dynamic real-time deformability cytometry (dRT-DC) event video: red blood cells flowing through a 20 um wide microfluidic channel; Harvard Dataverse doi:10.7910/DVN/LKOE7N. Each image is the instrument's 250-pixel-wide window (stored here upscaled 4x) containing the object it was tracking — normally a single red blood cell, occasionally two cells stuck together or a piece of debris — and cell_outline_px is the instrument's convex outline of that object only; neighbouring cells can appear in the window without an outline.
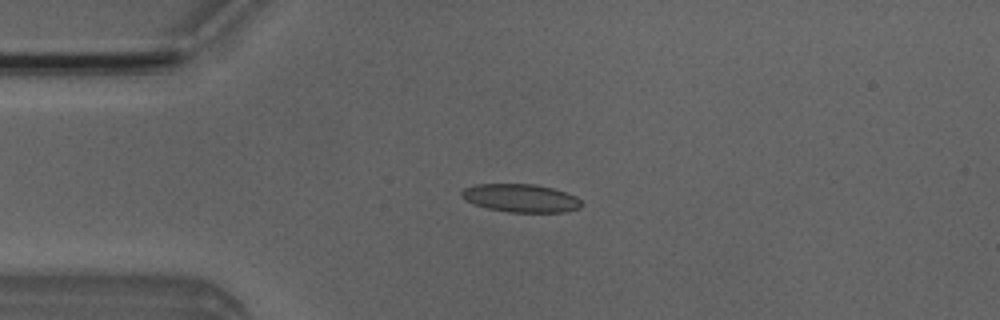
{"species": "Egyptian fruit bat (a non-hibernating species)", "species_latin": "Rousettus aegyptiacus", "temperature_condition": "room temperature", "stored_images_in_passage": 6, "camera_frame_rate_fps": 3000, "um_per_image_px": 0.085, "animal": {"sex": "male"}, "frame": {"image": 1, "passage_image": 4, "time_ms": 3.333, "image_size_px": [1000, 320], "cell_outline_px": [[584, 204], [580, 208], [564, 212], [508, 212], [488, 208], [472, 204], [464, 200], [460, 196], [460, 192], [464, 188], [476, 184], [536, 184], [552, 188], [576, 196]], "centroid_in_image_um": [44.24, 16.84], "position_along_channel_um": 40.8, "area_um2": 19.83}}